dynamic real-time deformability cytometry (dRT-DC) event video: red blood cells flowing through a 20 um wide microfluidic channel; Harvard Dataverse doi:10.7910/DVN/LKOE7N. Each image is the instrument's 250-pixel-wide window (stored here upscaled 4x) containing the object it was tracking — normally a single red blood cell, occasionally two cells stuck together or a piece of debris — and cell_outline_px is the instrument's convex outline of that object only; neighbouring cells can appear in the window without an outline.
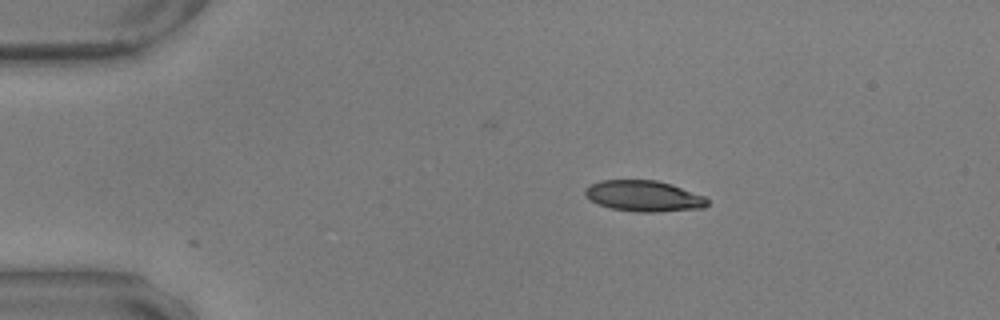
{"species": "common noctule bat (a hibernating species)", "species_latin": "Nyctalus noctula", "temperature_condition": "warm", "stored_images_in_passage": 2, "camera_frame_rate_fps": 3000, "um_per_image_px": 0.085, "animal": {"sex": "male", "body_mass_g": 17.9, "forearm_length_mm": 54.2}, "frame": {"image": 1, "passage_image": 1, "time_ms": 0.0, "image_size_px": [1000, 320], "cell_outline_px": [[708, 204], [704, 208], [656, 212], [636, 212], [612, 208], [600, 204], [584, 196], [584, 188], [588, 184], [600, 180], [656, 180], [672, 184], [704, 196], [708, 200]], "centroid_in_image_um": [54.7, 16.65], "position_along_channel_um": 30.3, "area_um2": 22.14}}